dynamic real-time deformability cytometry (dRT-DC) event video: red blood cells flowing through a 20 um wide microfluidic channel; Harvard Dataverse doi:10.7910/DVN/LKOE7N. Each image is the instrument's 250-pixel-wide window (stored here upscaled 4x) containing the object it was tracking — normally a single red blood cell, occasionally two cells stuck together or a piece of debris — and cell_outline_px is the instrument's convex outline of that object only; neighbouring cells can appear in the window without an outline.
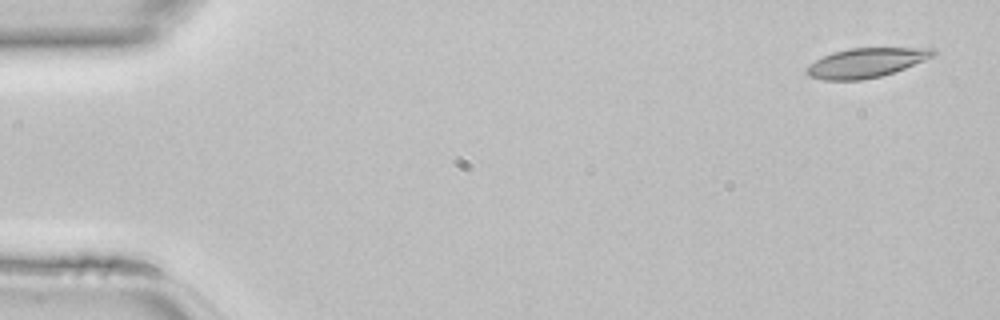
{"species": "common noctule bat (a hibernating species)", "species_latin": "Nyctalus noctula", "temperature_condition": "room temperature", "stored_images_in_passage": 44, "camera_frame_rate_fps": 3000, "um_per_image_px": 0.085, "animal": {"sex": "female", "body_mass_g": 22.7, "forearm_length_mm": 54.2}, "frame": {"image": 1, "passage_image": 1, "time_ms": 0.0, "image_size_px": [1000, 320], "cell_outline_px": [[936, 52], [932, 56], [924, 60], [904, 68], [880, 76], [860, 80], [824, 80], [808, 76], [804, 72], [804, 68], [808, 64], [832, 52], [848, 48], [932, 48]], "centroid_in_image_um": [73.53, 5.33], "position_along_channel_um": 11.5, "area_um2": 21.56}}
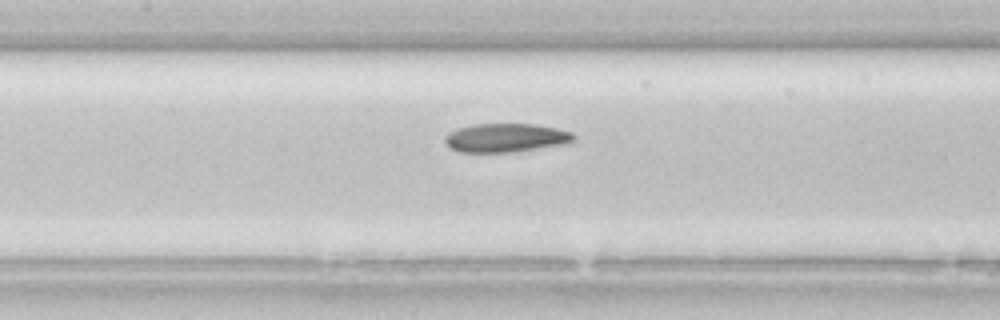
{"frame": {"image": 2, "passage_image": 20, "time_ms": 6.333, "image_size_px": [1000, 320], "cell_outline_px": [[576, 140], [568, 144], [512, 152], [460, 152], [452, 148], [444, 140], [444, 136], [460, 128], [476, 124], [536, 124], [556, 128], [572, 132], [576, 136]], "centroid_in_image_um": [43.08, 11.72], "position_along_channel_um": 164.3, "area_um2": 21.5}}
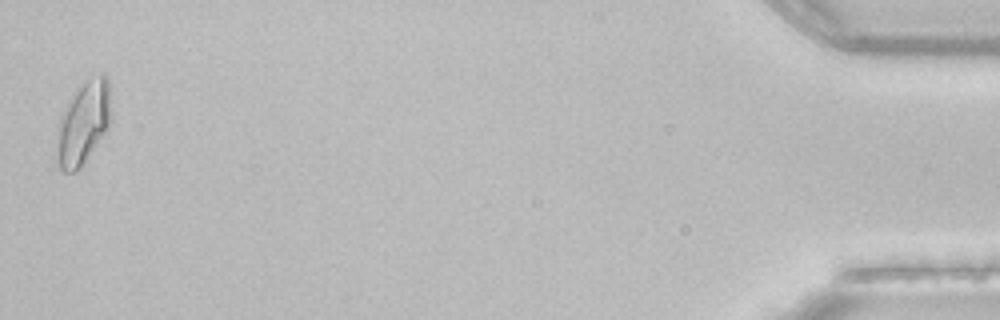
{"frame": {"image": 3, "passage_image": 44, "time_ms": 14.333, "image_size_px": [1000, 320], "cell_outline_px": [[112, 120], [108, 128], [80, 168], [76, 172], [60, 172], [56, 136], [60, 116], [64, 108], [76, 88], [80, 84], [100, 72], [104, 72], [108, 76], [112, 116]], "centroid_in_image_um": [7.11, 10.39], "position_along_channel_um": 428.1, "area_um2": 26.65}}